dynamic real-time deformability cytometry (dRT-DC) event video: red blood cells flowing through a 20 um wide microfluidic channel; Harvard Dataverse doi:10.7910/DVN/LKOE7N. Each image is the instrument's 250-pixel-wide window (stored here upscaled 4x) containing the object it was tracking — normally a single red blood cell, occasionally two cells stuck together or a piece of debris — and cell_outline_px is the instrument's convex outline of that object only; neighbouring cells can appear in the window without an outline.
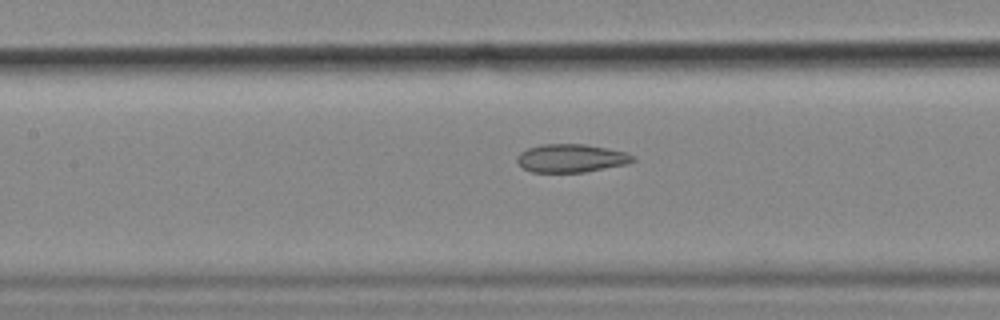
{"species": "common noctule bat (a hibernating species)", "species_latin": "Nyctalus noctula", "temperature_condition": "cold", "stored_images_in_passage": 15, "camera_frame_rate_fps": 3000, "um_per_image_px": 0.085, "animal": {"sex": "female", "body_mass_g": 18.4}, "frame": {"image": 1, "passage_image": 13, "time_ms": 4.0, "image_size_px": [1000, 320], "cell_outline_px": [[636, 160], [628, 164], [584, 172], [532, 172], [524, 168], [516, 160], [516, 156], [520, 152], [528, 148], [540, 144], [584, 144], [624, 152], [636, 156]], "centroid_in_image_um": [48.55, 13.45], "position_along_channel_um": 158.9, "area_um2": 19.02}}